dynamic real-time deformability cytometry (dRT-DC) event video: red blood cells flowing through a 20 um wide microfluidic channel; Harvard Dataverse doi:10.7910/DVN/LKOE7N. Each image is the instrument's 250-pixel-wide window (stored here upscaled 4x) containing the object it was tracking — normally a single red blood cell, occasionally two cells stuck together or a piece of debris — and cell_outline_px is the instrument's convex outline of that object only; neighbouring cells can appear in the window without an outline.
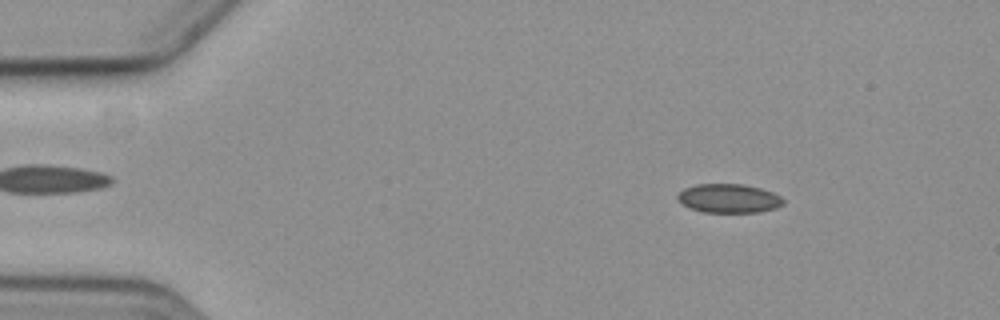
{"species": "common noctule bat (a hibernating species)", "species_latin": "Nyctalus noctula", "temperature_condition": "cold", "stored_images_in_passage": 5, "camera_frame_rate_fps": 3000, "um_per_image_px": 0.085, "animal": {"sex": "female", "body_mass_g": 19.3, "forearm_length_mm": 54.1}, "frame": {"image": 1, "passage_image": 2, "time_ms": 1.0, "image_size_px": [1000, 320], "cell_outline_px": [[784, 204], [776, 208], [756, 212], [704, 212], [692, 208], [684, 204], [676, 196], [684, 188], [696, 184], [744, 184], [760, 188], [772, 192], [780, 196], [784, 200]], "centroid_in_image_um": [61.98, 16.85], "position_along_channel_um": 23.0, "area_um2": 17.63}}
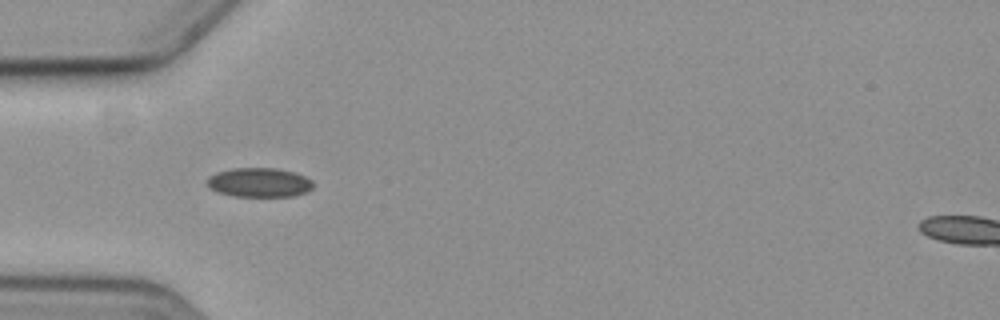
{"frame": {"image": 2, "passage_image": 4, "time_ms": 4.333, "image_size_px": [1000, 320], "cell_outline_px": [[312, 188], [308, 192], [292, 196], [236, 196], [220, 192], [204, 184], [208, 176], [216, 172], [232, 168], [276, 168], [292, 172], [304, 176], [312, 180]], "centroid_in_image_um": [22.01, 15.5], "position_along_channel_um": 63.0, "area_um2": 18.03}}
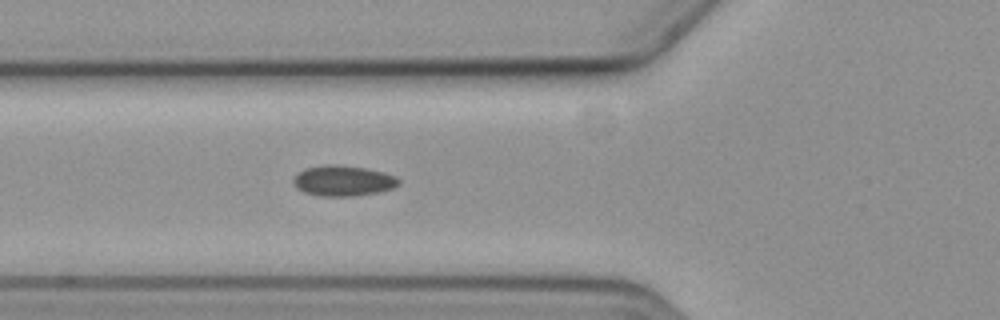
{"frame": {"image": 3, "passage_image": 5, "time_ms": 5.333, "image_size_px": [1000, 320], "cell_outline_px": [[400, 184], [392, 188], [380, 192], [352, 196], [320, 196], [304, 192], [296, 188], [292, 184], [292, 180], [304, 168], [324, 164], [336, 164], [368, 168], [384, 172], [396, 176], [400, 180]], "centroid_in_image_um": [29.17, 15.35], "position_along_channel_um": 96.6, "area_um2": 19.02}}